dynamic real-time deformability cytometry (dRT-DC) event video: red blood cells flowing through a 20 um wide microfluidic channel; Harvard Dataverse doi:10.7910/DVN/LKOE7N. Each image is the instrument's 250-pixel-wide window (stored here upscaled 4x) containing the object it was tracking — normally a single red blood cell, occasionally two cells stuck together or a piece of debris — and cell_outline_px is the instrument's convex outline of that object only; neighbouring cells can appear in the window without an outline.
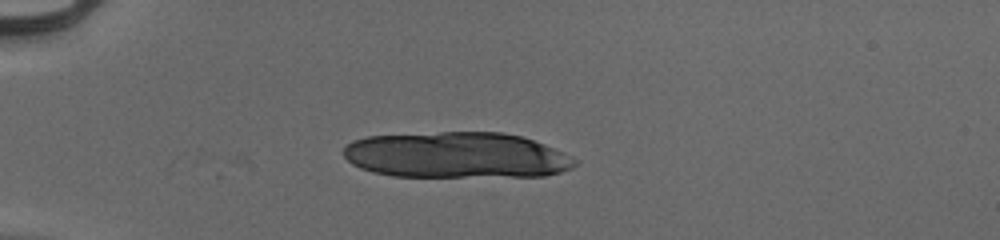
{"species": "human", "species_latin": "Homo sapiens", "temperature_condition": "cold", "stored_images_in_passage": 11, "camera_frame_rate_fps": 3000, "um_per_image_px": 0.085, "donor": {"sex": "male"}, "frame": {"image": 1, "passage_image": 1, "time_ms": 0.0, "image_size_px": [1000, 240], "cell_outline_px": [[576, 164], [572, 168], [560, 172], [544, 176], [392, 176], [372, 172], [360, 168], [352, 164], [344, 156], [344, 148], [352, 140], [368, 136], [440, 132], [500, 132], [520, 136], [544, 144], [576, 160]], "centroid_in_image_um": [38.76, 13.19], "position_along_channel_um": 46.2, "area_um2": 61.67}}